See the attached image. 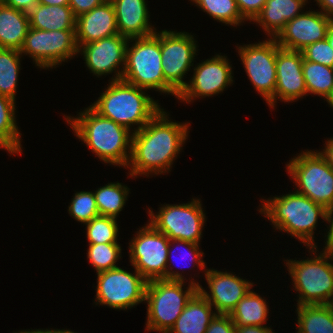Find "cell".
<instances>
[{
	"instance_id": "obj_1",
	"label": "cell",
	"mask_w": 333,
	"mask_h": 333,
	"mask_svg": "<svg viewBox=\"0 0 333 333\" xmlns=\"http://www.w3.org/2000/svg\"><path fill=\"white\" fill-rule=\"evenodd\" d=\"M161 109L142 129L133 132L131 155L127 164L130 175L162 174L170 167L187 139L189 125L167 119ZM167 170V171H166Z\"/></svg>"
},
{
	"instance_id": "obj_2",
	"label": "cell",
	"mask_w": 333,
	"mask_h": 333,
	"mask_svg": "<svg viewBox=\"0 0 333 333\" xmlns=\"http://www.w3.org/2000/svg\"><path fill=\"white\" fill-rule=\"evenodd\" d=\"M79 115L76 118H66L76 136L105 163L127 167L131 155L130 131L99 115L91 107Z\"/></svg>"
},
{
	"instance_id": "obj_3",
	"label": "cell",
	"mask_w": 333,
	"mask_h": 333,
	"mask_svg": "<svg viewBox=\"0 0 333 333\" xmlns=\"http://www.w3.org/2000/svg\"><path fill=\"white\" fill-rule=\"evenodd\" d=\"M140 88L123 80L111 81L105 92L90 107L99 115L127 128L142 129L160 110V106ZM146 95V96H145Z\"/></svg>"
},
{
	"instance_id": "obj_4",
	"label": "cell",
	"mask_w": 333,
	"mask_h": 333,
	"mask_svg": "<svg viewBox=\"0 0 333 333\" xmlns=\"http://www.w3.org/2000/svg\"><path fill=\"white\" fill-rule=\"evenodd\" d=\"M274 227L298 238L309 249H316L313 230L318 217L327 221L328 210L297 192L266 200L260 209Z\"/></svg>"
},
{
	"instance_id": "obj_5",
	"label": "cell",
	"mask_w": 333,
	"mask_h": 333,
	"mask_svg": "<svg viewBox=\"0 0 333 333\" xmlns=\"http://www.w3.org/2000/svg\"><path fill=\"white\" fill-rule=\"evenodd\" d=\"M135 43L126 47L125 67L117 70L112 81L123 80L144 89H157L165 93L161 58V32L148 37L129 38Z\"/></svg>"
},
{
	"instance_id": "obj_6",
	"label": "cell",
	"mask_w": 333,
	"mask_h": 333,
	"mask_svg": "<svg viewBox=\"0 0 333 333\" xmlns=\"http://www.w3.org/2000/svg\"><path fill=\"white\" fill-rule=\"evenodd\" d=\"M184 281L158 279L147 282L145 301L148 303L146 329L168 333L183 312L187 302L198 291L199 283L190 282L183 292Z\"/></svg>"
},
{
	"instance_id": "obj_7",
	"label": "cell",
	"mask_w": 333,
	"mask_h": 333,
	"mask_svg": "<svg viewBox=\"0 0 333 333\" xmlns=\"http://www.w3.org/2000/svg\"><path fill=\"white\" fill-rule=\"evenodd\" d=\"M327 259H333V251L324 249L310 260L287 261L295 290L300 293L298 305L333 303V264Z\"/></svg>"
},
{
	"instance_id": "obj_8",
	"label": "cell",
	"mask_w": 333,
	"mask_h": 333,
	"mask_svg": "<svg viewBox=\"0 0 333 333\" xmlns=\"http://www.w3.org/2000/svg\"><path fill=\"white\" fill-rule=\"evenodd\" d=\"M130 243V262L147 282L158 279L185 280L181 273L171 272V266L168 268L170 239L150 223L139 229Z\"/></svg>"
},
{
	"instance_id": "obj_9",
	"label": "cell",
	"mask_w": 333,
	"mask_h": 333,
	"mask_svg": "<svg viewBox=\"0 0 333 333\" xmlns=\"http://www.w3.org/2000/svg\"><path fill=\"white\" fill-rule=\"evenodd\" d=\"M288 172L299 190L297 193L329 210L333 207V170L326 159L313 151L303 152L291 159Z\"/></svg>"
},
{
	"instance_id": "obj_10",
	"label": "cell",
	"mask_w": 333,
	"mask_h": 333,
	"mask_svg": "<svg viewBox=\"0 0 333 333\" xmlns=\"http://www.w3.org/2000/svg\"><path fill=\"white\" fill-rule=\"evenodd\" d=\"M193 35L186 32L161 31V64L165 79V93L178 97L188 83L182 79L196 55ZM192 64V65H191Z\"/></svg>"
},
{
	"instance_id": "obj_11",
	"label": "cell",
	"mask_w": 333,
	"mask_h": 333,
	"mask_svg": "<svg viewBox=\"0 0 333 333\" xmlns=\"http://www.w3.org/2000/svg\"><path fill=\"white\" fill-rule=\"evenodd\" d=\"M200 202L199 199H193L192 202L186 204H167L160 208L156 215L149 210L151 216L149 223L170 240L199 244L205 221Z\"/></svg>"
},
{
	"instance_id": "obj_12",
	"label": "cell",
	"mask_w": 333,
	"mask_h": 333,
	"mask_svg": "<svg viewBox=\"0 0 333 333\" xmlns=\"http://www.w3.org/2000/svg\"><path fill=\"white\" fill-rule=\"evenodd\" d=\"M96 301L113 309H128L145 301L147 281L117 267L97 273Z\"/></svg>"
},
{
	"instance_id": "obj_13",
	"label": "cell",
	"mask_w": 333,
	"mask_h": 333,
	"mask_svg": "<svg viewBox=\"0 0 333 333\" xmlns=\"http://www.w3.org/2000/svg\"><path fill=\"white\" fill-rule=\"evenodd\" d=\"M21 54H29L40 68H51L79 53L75 30L46 31L29 28Z\"/></svg>"
},
{
	"instance_id": "obj_14",
	"label": "cell",
	"mask_w": 333,
	"mask_h": 333,
	"mask_svg": "<svg viewBox=\"0 0 333 333\" xmlns=\"http://www.w3.org/2000/svg\"><path fill=\"white\" fill-rule=\"evenodd\" d=\"M280 48L273 37L237 48L250 81L267 102L275 95L276 52Z\"/></svg>"
},
{
	"instance_id": "obj_15",
	"label": "cell",
	"mask_w": 333,
	"mask_h": 333,
	"mask_svg": "<svg viewBox=\"0 0 333 333\" xmlns=\"http://www.w3.org/2000/svg\"><path fill=\"white\" fill-rule=\"evenodd\" d=\"M331 20L323 11L302 12L286 23L275 40L283 49L302 51L308 45L327 37Z\"/></svg>"
},
{
	"instance_id": "obj_16",
	"label": "cell",
	"mask_w": 333,
	"mask_h": 333,
	"mask_svg": "<svg viewBox=\"0 0 333 333\" xmlns=\"http://www.w3.org/2000/svg\"><path fill=\"white\" fill-rule=\"evenodd\" d=\"M194 71L190 84L178 95V99L188 103L200 96L218 94L233 82L232 68L225 56L217 55L207 59L195 67Z\"/></svg>"
},
{
	"instance_id": "obj_17",
	"label": "cell",
	"mask_w": 333,
	"mask_h": 333,
	"mask_svg": "<svg viewBox=\"0 0 333 333\" xmlns=\"http://www.w3.org/2000/svg\"><path fill=\"white\" fill-rule=\"evenodd\" d=\"M303 59L302 51L280 48L276 52V88L275 95L267 102L270 107H275L276 98L292 102L306 95Z\"/></svg>"
},
{
	"instance_id": "obj_18",
	"label": "cell",
	"mask_w": 333,
	"mask_h": 333,
	"mask_svg": "<svg viewBox=\"0 0 333 333\" xmlns=\"http://www.w3.org/2000/svg\"><path fill=\"white\" fill-rule=\"evenodd\" d=\"M205 277L211 294L200 285L198 291L215 307L217 314H230L253 286V283L245 279L214 269H206Z\"/></svg>"
},
{
	"instance_id": "obj_19",
	"label": "cell",
	"mask_w": 333,
	"mask_h": 333,
	"mask_svg": "<svg viewBox=\"0 0 333 333\" xmlns=\"http://www.w3.org/2000/svg\"><path fill=\"white\" fill-rule=\"evenodd\" d=\"M129 41V38L116 34L81 45L79 52L82 48L87 67L99 77L110 74L114 70L116 72L120 64H123L124 70L126 47Z\"/></svg>"
},
{
	"instance_id": "obj_20",
	"label": "cell",
	"mask_w": 333,
	"mask_h": 333,
	"mask_svg": "<svg viewBox=\"0 0 333 333\" xmlns=\"http://www.w3.org/2000/svg\"><path fill=\"white\" fill-rule=\"evenodd\" d=\"M76 43L81 45L119 34L113 3L104 1L90 12L76 17Z\"/></svg>"
},
{
	"instance_id": "obj_21",
	"label": "cell",
	"mask_w": 333,
	"mask_h": 333,
	"mask_svg": "<svg viewBox=\"0 0 333 333\" xmlns=\"http://www.w3.org/2000/svg\"><path fill=\"white\" fill-rule=\"evenodd\" d=\"M116 15L118 33L127 38L148 37L156 31L149 25L145 0H110Z\"/></svg>"
},
{
	"instance_id": "obj_22",
	"label": "cell",
	"mask_w": 333,
	"mask_h": 333,
	"mask_svg": "<svg viewBox=\"0 0 333 333\" xmlns=\"http://www.w3.org/2000/svg\"><path fill=\"white\" fill-rule=\"evenodd\" d=\"M307 0H266L265 5L253 20L263 27L264 31L275 38L286 23L300 14Z\"/></svg>"
},
{
	"instance_id": "obj_23",
	"label": "cell",
	"mask_w": 333,
	"mask_h": 333,
	"mask_svg": "<svg viewBox=\"0 0 333 333\" xmlns=\"http://www.w3.org/2000/svg\"><path fill=\"white\" fill-rule=\"evenodd\" d=\"M212 305L197 291L168 333H205L217 313L211 312Z\"/></svg>"
},
{
	"instance_id": "obj_24",
	"label": "cell",
	"mask_w": 333,
	"mask_h": 333,
	"mask_svg": "<svg viewBox=\"0 0 333 333\" xmlns=\"http://www.w3.org/2000/svg\"><path fill=\"white\" fill-rule=\"evenodd\" d=\"M31 28L46 31L76 30V17L68 5L37 3L29 12Z\"/></svg>"
},
{
	"instance_id": "obj_25",
	"label": "cell",
	"mask_w": 333,
	"mask_h": 333,
	"mask_svg": "<svg viewBox=\"0 0 333 333\" xmlns=\"http://www.w3.org/2000/svg\"><path fill=\"white\" fill-rule=\"evenodd\" d=\"M29 28L28 13L0 3V48L20 50Z\"/></svg>"
},
{
	"instance_id": "obj_26",
	"label": "cell",
	"mask_w": 333,
	"mask_h": 333,
	"mask_svg": "<svg viewBox=\"0 0 333 333\" xmlns=\"http://www.w3.org/2000/svg\"><path fill=\"white\" fill-rule=\"evenodd\" d=\"M298 333H333V307L325 305H298Z\"/></svg>"
},
{
	"instance_id": "obj_27",
	"label": "cell",
	"mask_w": 333,
	"mask_h": 333,
	"mask_svg": "<svg viewBox=\"0 0 333 333\" xmlns=\"http://www.w3.org/2000/svg\"><path fill=\"white\" fill-rule=\"evenodd\" d=\"M266 300L251 290L238 302L229 314L235 326H262L267 322Z\"/></svg>"
},
{
	"instance_id": "obj_28",
	"label": "cell",
	"mask_w": 333,
	"mask_h": 333,
	"mask_svg": "<svg viewBox=\"0 0 333 333\" xmlns=\"http://www.w3.org/2000/svg\"><path fill=\"white\" fill-rule=\"evenodd\" d=\"M20 55V50L0 48V94L13 101L20 69Z\"/></svg>"
},
{
	"instance_id": "obj_29",
	"label": "cell",
	"mask_w": 333,
	"mask_h": 333,
	"mask_svg": "<svg viewBox=\"0 0 333 333\" xmlns=\"http://www.w3.org/2000/svg\"><path fill=\"white\" fill-rule=\"evenodd\" d=\"M302 69L307 94H316L326 99L333 88V68L303 59Z\"/></svg>"
},
{
	"instance_id": "obj_30",
	"label": "cell",
	"mask_w": 333,
	"mask_h": 333,
	"mask_svg": "<svg viewBox=\"0 0 333 333\" xmlns=\"http://www.w3.org/2000/svg\"><path fill=\"white\" fill-rule=\"evenodd\" d=\"M15 101L0 94V140L13 152L21 153L20 132L16 125Z\"/></svg>"
},
{
	"instance_id": "obj_31",
	"label": "cell",
	"mask_w": 333,
	"mask_h": 333,
	"mask_svg": "<svg viewBox=\"0 0 333 333\" xmlns=\"http://www.w3.org/2000/svg\"><path fill=\"white\" fill-rule=\"evenodd\" d=\"M129 189L120 183H109L95 191L96 205L101 216L116 218L127 199Z\"/></svg>"
},
{
	"instance_id": "obj_32",
	"label": "cell",
	"mask_w": 333,
	"mask_h": 333,
	"mask_svg": "<svg viewBox=\"0 0 333 333\" xmlns=\"http://www.w3.org/2000/svg\"><path fill=\"white\" fill-rule=\"evenodd\" d=\"M204 12L219 22L239 25L245 20L237 6L236 0H191Z\"/></svg>"
},
{
	"instance_id": "obj_33",
	"label": "cell",
	"mask_w": 333,
	"mask_h": 333,
	"mask_svg": "<svg viewBox=\"0 0 333 333\" xmlns=\"http://www.w3.org/2000/svg\"><path fill=\"white\" fill-rule=\"evenodd\" d=\"M121 247L118 243L89 244L88 259L97 273L117 268Z\"/></svg>"
},
{
	"instance_id": "obj_34",
	"label": "cell",
	"mask_w": 333,
	"mask_h": 333,
	"mask_svg": "<svg viewBox=\"0 0 333 333\" xmlns=\"http://www.w3.org/2000/svg\"><path fill=\"white\" fill-rule=\"evenodd\" d=\"M116 222L114 217L99 215L86 223L89 244L117 243Z\"/></svg>"
},
{
	"instance_id": "obj_35",
	"label": "cell",
	"mask_w": 333,
	"mask_h": 333,
	"mask_svg": "<svg viewBox=\"0 0 333 333\" xmlns=\"http://www.w3.org/2000/svg\"><path fill=\"white\" fill-rule=\"evenodd\" d=\"M68 211L77 221L85 224L99 216L94 193L77 192L71 201Z\"/></svg>"
},
{
	"instance_id": "obj_36",
	"label": "cell",
	"mask_w": 333,
	"mask_h": 333,
	"mask_svg": "<svg viewBox=\"0 0 333 333\" xmlns=\"http://www.w3.org/2000/svg\"><path fill=\"white\" fill-rule=\"evenodd\" d=\"M302 54L307 61L333 68V48L329 45L326 38L308 45L302 50Z\"/></svg>"
},
{
	"instance_id": "obj_37",
	"label": "cell",
	"mask_w": 333,
	"mask_h": 333,
	"mask_svg": "<svg viewBox=\"0 0 333 333\" xmlns=\"http://www.w3.org/2000/svg\"><path fill=\"white\" fill-rule=\"evenodd\" d=\"M205 333H235V324L229 314H216Z\"/></svg>"
},
{
	"instance_id": "obj_38",
	"label": "cell",
	"mask_w": 333,
	"mask_h": 333,
	"mask_svg": "<svg viewBox=\"0 0 333 333\" xmlns=\"http://www.w3.org/2000/svg\"><path fill=\"white\" fill-rule=\"evenodd\" d=\"M238 9L245 20L253 21L266 3V0H236Z\"/></svg>"
},
{
	"instance_id": "obj_39",
	"label": "cell",
	"mask_w": 333,
	"mask_h": 333,
	"mask_svg": "<svg viewBox=\"0 0 333 333\" xmlns=\"http://www.w3.org/2000/svg\"><path fill=\"white\" fill-rule=\"evenodd\" d=\"M174 245L175 243L178 245H184L187 246V250L189 249V253L192 255V258L190 260H193L194 262H196V264L194 263V265L199 266L202 270L205 268V262L203 260H201L200 258H202L203 256V252H199L200 250L199 248V244H194L191 242H187V241H181V240H170V245L168 248V260H169V256L172 255V251H171V245ZM186 252V251H185ZM184 253V252H183ZM187 253V255L189 254ZM186 254V253H185ZM190 255V256H191ZM186 259V258H185Z\"/></svg>"
},
{
	"instance_id": "obj_40",
	"label": "cell",
	"mask_w": 333,
	"mask_h": 333,
	"mask_svg": "<svg viewBox=\"0 0 333 333\" xmlns=\"http://www.w3.org/2000/svg\"><path fill=\"white\" fill-rule=\"evenodd\" d=\"M106 0H69V7L75 17L90 12L97 6H100Z\"/></svg>"
},
{
	"instance_id": "obj_41",
	"label": "cell",
	"mask_w": 333,
	"mask_h": 333,
	"mask_svg": "<svg viewBox=\"0 0 333 333\" xmlns=\"http://www.w3.org/2000/svg\"><path fill=\"white\" fill-rule=\"evenodd\" d=\"M37 3L38 0H6L4 2L5 5L26 13H28Z\"/></svg>"
},
{
	"instance_id": "obj_42",
	"label": "cell",
	"mask_w": 333,
	"mask_h": 333,
	"mask_svg": "<svg viewBox=\"0 0 333 333\" xmlns=\"http://www.w3.org/2000/svg\"><path fill=\"white\" fill-rule=\"evenodd\" d=\"M235 333H274L270 327L265 326H235Z\"/></svg>"
},
{
	"instance_id": "obj_43",
	"label": "cell",
	"mask_w": 333,
	"mask_h": 333,
	"mask_svg": "<svg viewBox=\"0 0 333 333\" xmlns=\"http://www.w3.org/2000/svg\"><path fill=\"white\" fill-rule=\"evenodd\" d=\"M333 207H331L329 210H328V217H327V221L330 223L329 225V231L327 232L328 235H327V239H326V242L325 243V249L326 250H329V251H333Z\"/></svg>"
},
{
	"instance_id": "obj_44",
	"label": "cell",
	"mask_w": 333,
	"mask_h": 333,
	"mask_svg": "<svg viewBox=\"0 0 333 333\" xmlns=\"http://www.w3.org/2000/svg\"><path fill=\"white\" fill-rule=\"evenodd\" d=\"M326 147L320 154L326 159L328 165L333 170V138L326 142Z\"/></svg>"
},
{
	"instance_id": "obj_45",
	"label": "cell",
	"mask_w": 333,
	"mask_h": 333,
	"mask_svg": "<svg viewBox=\"0 0 333 333\" xmlns=\"http://www.w3.org/2000/svg\"><path fill=\"white\" fill-rule=\"evenodd\" d=\"M319 7L324 11L326 16L333 19V0H316Z\"/></svg>"
},
{
	"instance_id": "obj_46",
	"label": "cell",
	"mask_w": 333,
	"mask_h": 333,
	"mask_svg": "<svg viewBox=\"0 0 333 333\" xmlns=\"http://www.w3.org/2000/svg\"><path fill=\"white\" fill-rule=\"evenodd\" d=\"M38 3L44 5L64 6V5H69V0H38Z\"/></svg>"
},
{
	"instance_id": "obj_47",
	"label": "cell",
	"mask_w": 333,
	"mask_h": 333,
	"mask_svg": "<svg viewBox=\"0 0 333 333\" xmlns=\"http://www.w3.org/2000/svg\"><path fill=\"white\" fill-rule=\"evenodd\" d=\"M326 39L329 42V45L333 48V19L330 21Z\"/></svg>"
},
{
	"instance_id": "obj_48",
	"label": "cell",
	"mask_w": 333,
	"mask_h": 333,
	"mask_svg": "<svg viewBox=\"0 0 333 333\" xmlns=\"http://www.w3.org/2000/svg\"><path fill=\"white\" fill-rule=\"evenodd\" d=\"M19 333H50V330H32V331H21Z\"/></svg>"
},
{
	"instance_id": "obj_49",
	"label": "cell",
	"mask_w": 333,
	"mask_h": 333,
	"mask_svg": "<svg viewBox=\"0 0 333 333\" xmlns=\"http://www.w3.org/2000/svg\"><path fill=\"white\" fill-rule=\"evenodd\" d=\"M326 100L329 103V105L333 107V88L330 95L326 98Z\"/></svg>"
},
{
	"instance_id": "obj_50",
	"label": "cell",
	"mask_w": 333,
	"mask_h": 333,
	"mask_svg": "<svg viewBox=\"0 0 333 333\" xmlns=\"http://www.w3.org/2000/svg\"><path fill=\"white\" fill-rule=\"evenodd\" d=\"M0 148H5V150H7L9 153H12L13 154V152L0 140Z\"/></svg>"
},
{
	"instance_id": "obj_51",
	"label": "cell",
	"mask_w": 333,
	"mask_h": 333,
	"mask_svg": "<svg viewBox=\"0 0 333 333\" xmlns=\"http://www.w3.org/2000/svg\"><path fill=\"white\" fill-rule=\"evenodd\" d=\"M59 331H60L61 333H75V332H72V331H70V330H63V329H62V330L59 329Z\"/></svg>"
},
{
	"instance_id": "obj_52",
	"label": "cell",
	"mask_w": 333,
	"mask_h": 333,
	"mask_svg": "<svg viewBox=\"0 0 333 333\" xmlns=\"http://www.w3.org/2000/svg\"><path fill=\"white\" fill-rule=\"evenodd\" d=\"M50 333H61V332L57 329V330H50Z\"/></svg>"
}]
</instances>
